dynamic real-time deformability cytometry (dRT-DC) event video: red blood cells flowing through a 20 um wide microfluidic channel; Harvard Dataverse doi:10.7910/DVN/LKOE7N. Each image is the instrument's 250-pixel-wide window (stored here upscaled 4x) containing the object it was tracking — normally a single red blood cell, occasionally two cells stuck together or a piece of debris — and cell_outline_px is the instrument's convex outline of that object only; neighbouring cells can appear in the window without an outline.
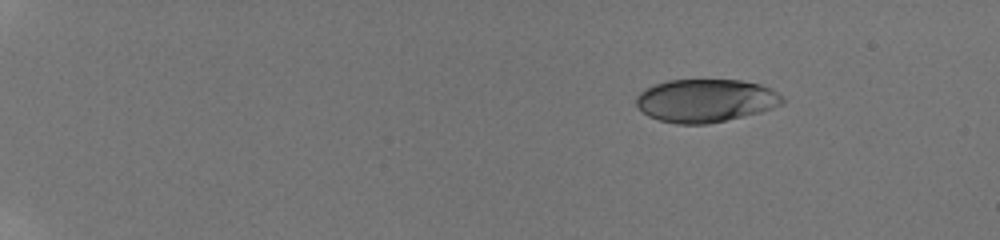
{"species": "human", "species_latin": "Homo sapiens", "temperature_condition": "room temperature", "stored_images_in_passage": 35, "camera_frame_rate_fps": 3000, "um_per_image_px": 0.085, "donor": {"sex": "male"}, "frame": {"image": 1, "passage_image": 1, "time_ms": 0.0, "image_size_px": [1000, 240], "cell_outline_px": [[784, 104], [760, 112], [708, 124], [676, 124], [660, 120], [648, 116], [636, 104], [636, 96], [640, 92], [656, 84], [668, 80], [740, 80], [760, 84], [776, 92], [784, 100]], "centroid_in_image_um": [59.97, 8.55], "position_along_channel_um": 25.0, "area_um2": 36.41}}
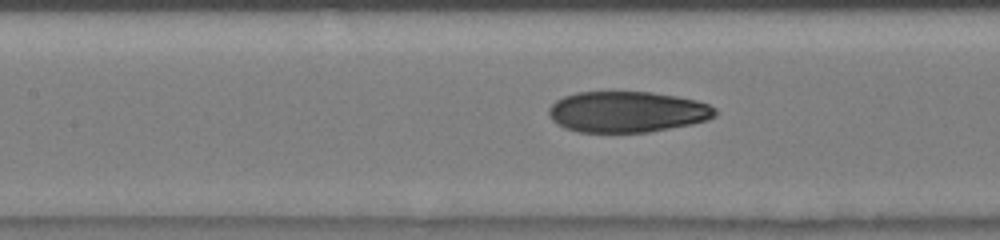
{"frame": {"image": 2, "passage_image": 16, "time_ms": 7.0, "image_size_px": [1000, 240], "cell_outline_px": [[716, 116], [708, 120], [692, 124], [648, 132], [580, 132], [564, 128], [552, 120], [548, 112], [548, 108], [556, 100], [564, 96], [576, 92], [652, 92], [676, 96], [696, 100], [708, 104], [716, 108]], "centroid_in_image_um": [53.31, 9.5], "position_along_channel_um": 154.1, "area_um2": 39.82}}
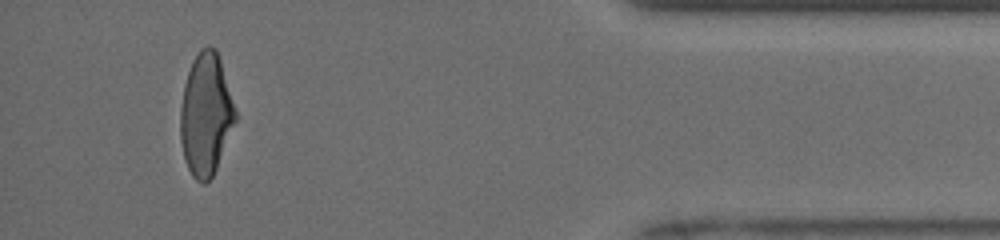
{"frame": {"image": 3, "passage_image": 33, "time_ms": 14.667, "image_size_px": [1000, 240], "cell_outline_px": [[236, 120], [216, 168], [212, 176], [204, 184], [196, 180], [192, 176], [184, 160], [180, 140], [180, 108], [184, 84], [192, 60], [200, 48], [208, 44], [216, 48], [220, 60], [236, 112]], "centroid_in_image_um": [17.47, 9.71], "position_along_channel_um": 417.7, "area_um2": 39.02}, "authors_computed_cell_mechanics": {"area_um2": 39.6508, "velocity_mm_per_s": 3.9591, "shape_relaxation_time_tau1_ms": 6.0766, "shape_relaxation_time_tau2_ms": 1.3595, "deformation_change_tau1": 0.2152, "deformation_change_tau2": 0.0659}}